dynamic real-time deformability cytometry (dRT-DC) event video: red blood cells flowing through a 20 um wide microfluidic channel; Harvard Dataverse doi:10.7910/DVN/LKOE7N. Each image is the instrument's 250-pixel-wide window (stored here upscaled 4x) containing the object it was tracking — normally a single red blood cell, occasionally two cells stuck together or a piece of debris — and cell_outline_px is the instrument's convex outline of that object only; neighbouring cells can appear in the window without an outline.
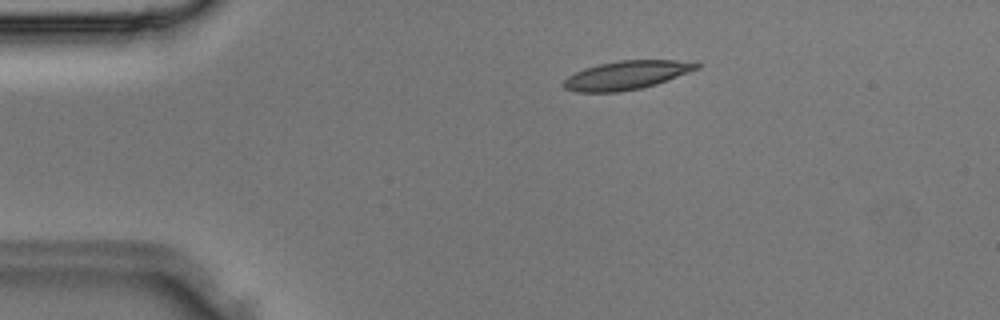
{"species": "Egyptian fruit bat (a non-hibernating species)", "species_latin": "Rousettus aegyptiacus", "temperature_condition": "room temperature", "stored_images_in_passage": 33, "segment_of_instrument_passage": [1, 2], "camera_frame_rate_fps": 3000, "um_per_image_px": 0.085, "animal": {"sex": "male"}, "frame": {"image": 1, "passage_image": 2, "time_ms": 0.333, "image_size_px": [1000, 320], "cell_outline_px": [[700, 68], [656, 84], [640, 88], [620, 92], [576, 92], [564, 88], [564, 80], [568, 76], [584, 68], [600, 64], [620, 60], [696, 60], [700, 64]], "centroid_in_image_um": [53.31, 6.38], "position_along_channel_um": 31.7, "area_um2": 22.25}}
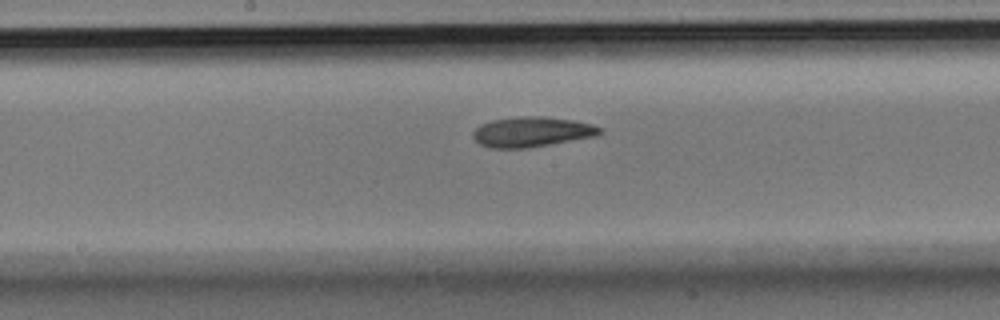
{"frame": {"image": 2, "passage_image": 14, "time_ms": 4.333, "image_size_px": [1000, 320], "cell_outline_px": [[604, 132], [596, 136], [528, 148], [492, 148], [480, 144], [472, 136], [472, 132], [480, 124], [492, 120], [520, 116], [540, 116], [572, 120], [592, 124], [604, 128]], "centroid_in_image_um": [45.22, 11.21], "position_along_channel_um": 203.0, "area_um2": 22.31}}
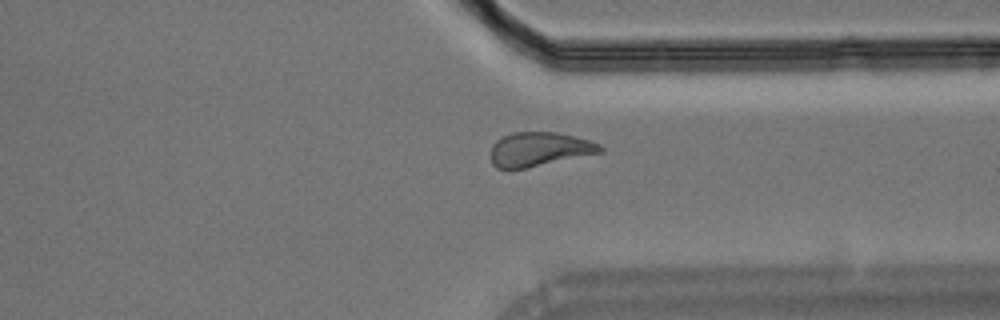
{"frame": {"image": 3, "passage_image": 23, "time_ms": 7.333, "image_size_px": [1000, 320], "cell_outline_px": [[604, 152], [524, 168], [496, 168], [492, 164], [492, 144], [496, 140], [512, 132], [556, 132], [588, 140], [600, 144], [604, 148]], "centroid_in_image_um": [45.85, 12.68], "position_along_channel_um": 365.5, "area_um2": 21.5}}